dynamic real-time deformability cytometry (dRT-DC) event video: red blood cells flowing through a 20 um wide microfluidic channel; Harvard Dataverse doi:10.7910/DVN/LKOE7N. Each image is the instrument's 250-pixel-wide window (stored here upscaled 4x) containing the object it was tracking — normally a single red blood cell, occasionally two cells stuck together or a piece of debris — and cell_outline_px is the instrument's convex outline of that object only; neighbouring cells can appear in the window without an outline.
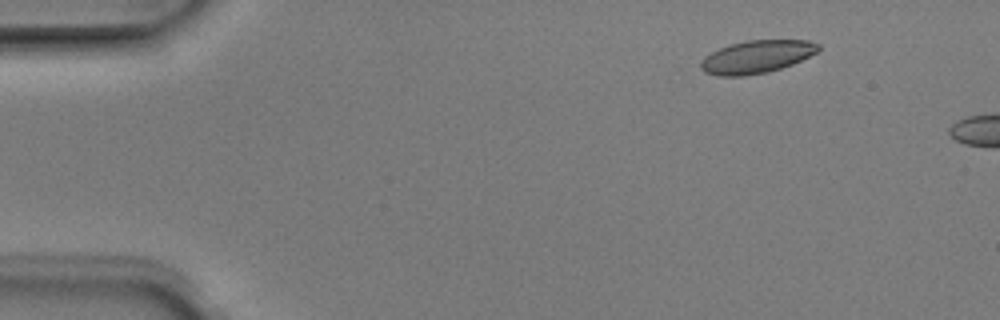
{"species": "Egyptian fruit bat (a non-hibernating species)", "species_latin": "Rousettus aegyptiacus", "temperature_condition": "room temperature", "stored_images_in_passage": 3, "camera_frame_rate_fps": 3000, "um_per_image_px": 0.085, "animal": {"sex": "male"}, "frame": {"image": 1, "passage_image": 1, "time_ms": 0.0, "image_size_px": [1000, 320], "cell_outline_px": [[820, 48], [816, 52], [792, 64], [768, 72], [744, 76], [720, 76], [704, 72], [700, 68], [700, 60], [704, 56], [720, 48], [732, 44], [748, 40], [808, 40], [820, 44]], "centroid_in_image_um": [64.29, 4.83], "position_along_channel_um": 20.7, "area_um2": 22.37}}